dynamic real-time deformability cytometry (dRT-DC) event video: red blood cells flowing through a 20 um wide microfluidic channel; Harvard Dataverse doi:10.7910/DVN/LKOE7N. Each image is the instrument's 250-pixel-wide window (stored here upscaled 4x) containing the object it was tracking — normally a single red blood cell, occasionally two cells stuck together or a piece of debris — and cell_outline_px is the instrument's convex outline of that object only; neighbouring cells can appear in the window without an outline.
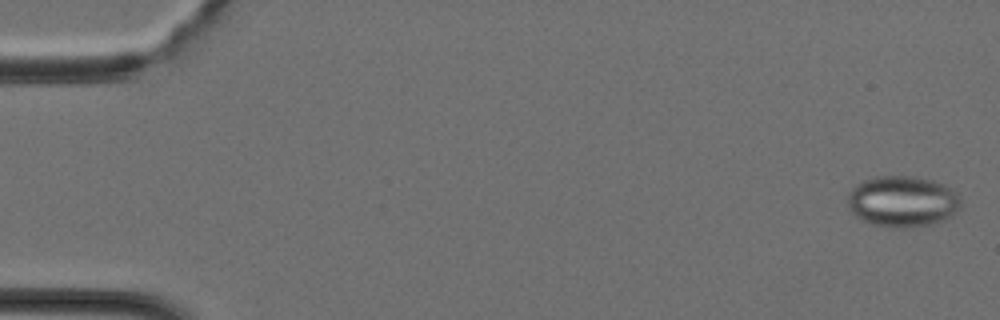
{"species": "Egyptian fruit bat (a non-hibernating species)", "species_latin": "Rousettus aegyptiacus", "temperature_condition": "cold", "stored_images_in_passage": 27, "camera_frame_rate_fps": 3000, "um_per_image_px": 0.085, "animal": {"sex": "female"}, "frame": {"image": 1, "passage_image": 1, "time_ms": 0.0, "image_size_px": [1000, 320], "cell_outline_px": [[960, 208], [944, 220], [932, 224], [904, 228], [896, 228], [872, 224], [860, 220], [848, 208], [848, 192], [856, 184], [872, 176], [916, 176], [932, 180], [944, 184], [952, 188], [956, 192], [960, 200]], "centroid_in_image_um": [76.69, 17.11], "position_along_channel_um": 8.3, "area_um2": 33.99}}
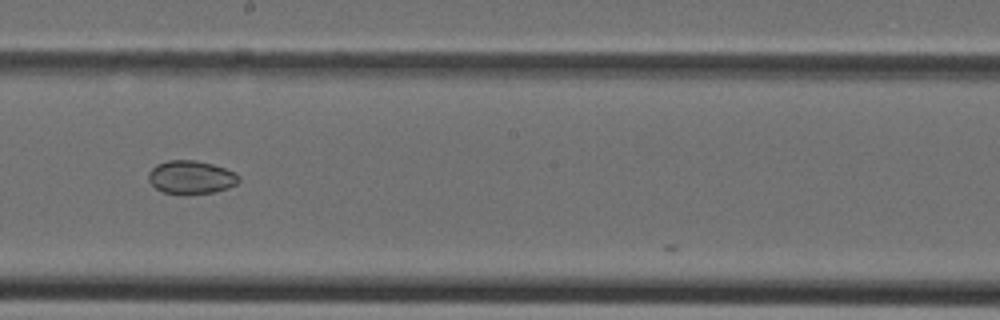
{"frame": {"image": 2, "passage_image": 22, "time_ms": 7.0, "image_size_px": [1000, 320], "cell_outline_px": [[240, 180], [236, 184], [228, 188], [216, 192], [164, 192], [156, 188], [148, 180], [148, 172], [156, 164], [168, 160], [196, 160], [212, 164], [236, 172], [240, 176]], "centroid_in_image_um": [16.26, 15.03], "position_along_channel_um": 231.9, "area_um2": 17.22}}
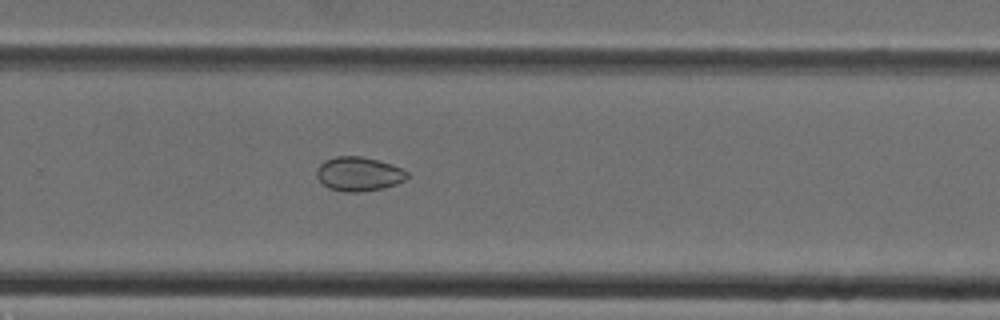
{"frame": {"image": 3, "passage_image": 26, "time_ms": 8.333, "image_size_px": [1000, 320], "cell_outline_px": [[408, 176], [404, 180], [396, 184], [384, 188], [364, 192], [344, 192], [328, 188], [316, 176], [316, 168], [324, 160], [336, 156], [360, 156], [392, 164], [408, 172]], "centroid_in_image_um": [30.47, 14.79], "position_along_channel_um": 299.3, "area_um2": 18.09}}